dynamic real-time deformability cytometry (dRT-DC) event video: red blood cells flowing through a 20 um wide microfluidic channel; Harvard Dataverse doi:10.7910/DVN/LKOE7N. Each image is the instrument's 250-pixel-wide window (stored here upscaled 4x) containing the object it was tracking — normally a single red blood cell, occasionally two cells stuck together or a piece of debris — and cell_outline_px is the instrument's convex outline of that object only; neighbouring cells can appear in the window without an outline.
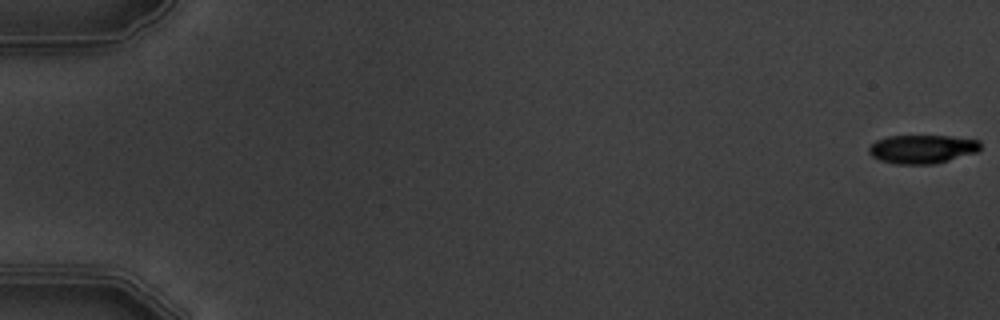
{"species": "common noctule bat (a hibernating species)", "species_latin": "Nyctalus noctula", "temperature_condition": "warm", "stored_images_in_passage": 5, "camera_frame_rate_fps": 3000, "um_per_image_px": 0.085, "animal": {"sex": "male", "body_mass_g": 19.5, "forearm_length_mm": 54.6}, "frame": {"image": 1, "passage_image": 1, "time_ms": 0.0, "image_size_px": [1000, 320], "cell_outline_px": [[980, 148], [976, 152], [936, 164], [896, 164], [880, 160], [872, 156], [868, 152], [868, 148], [876, 140], [888, 136], [952, 136], [980, 140]], "centroid_in_image_um": [78.38, 12.67], "position_along_channel_um": 6.6, "area_um2": 18.61}}
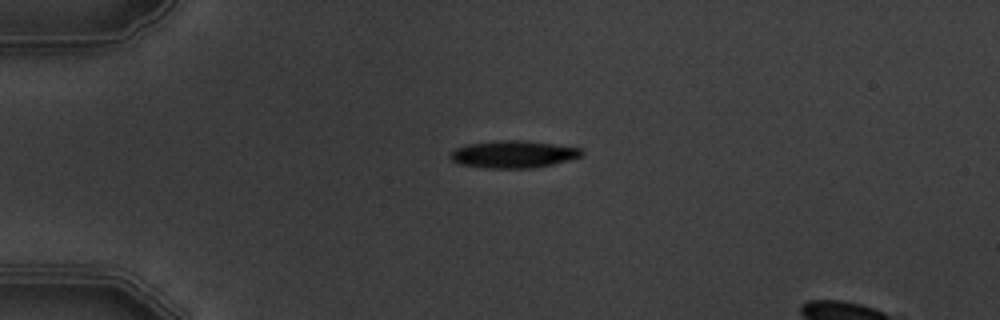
{"frame": {"image": 2, "passage_image": 5, "time_ms": 4.667, "image_size_px": [1000, 320], "cell_outline_px": [[584, 152], [580, 156], [568, 160], [552, 164], [532, 168], [484, 168], [460, 164], [452, 160], [448, 156], [456, 148], [468, 144], [500, 140], [528, 140], [580, 148]], "centroid_in_image_um": [43.62, 13.11], "position_along_channel_um": 41.4, "area_um2": 20.81}}